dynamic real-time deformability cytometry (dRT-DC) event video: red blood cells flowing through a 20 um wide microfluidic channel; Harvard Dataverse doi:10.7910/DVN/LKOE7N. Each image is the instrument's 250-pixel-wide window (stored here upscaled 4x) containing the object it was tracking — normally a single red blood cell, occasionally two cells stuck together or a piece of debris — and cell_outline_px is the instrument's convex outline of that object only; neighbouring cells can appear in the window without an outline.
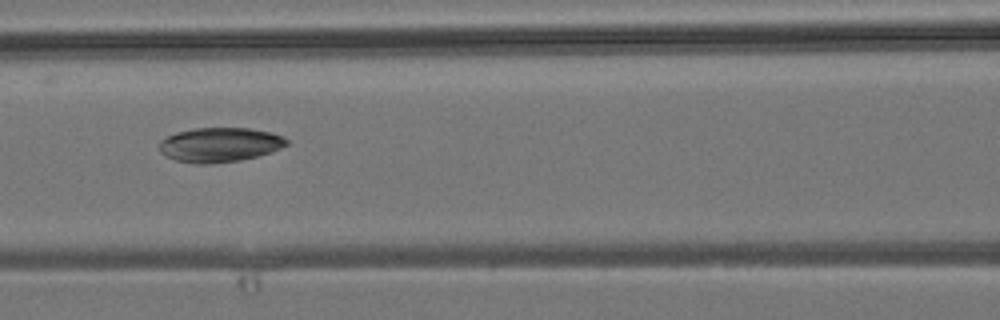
{"species": "common noctule bat (a hibernating species)", "species_latin": "Nyctalus noctula", "temperature_condition": "room temperature", "stored_images_in_passage": 8, "camera_frame_rate_fps": 3000, "um_per_image_px": 0.085, "animal": {"sex": "male", "body_mass_g": 19.2, "forearm_length_mm": 51.8}, "frame": {"image": 1, "passage_image": 6, "time_ms": 6.0, "image_size_px": [1000, 320], "cell_outline_px": [[288, 144], [280, 148], [256, 156], [240, 160], [208, 164], [196, 164], [176, 160], [160, 152], [160, 140], [176, 132], [196, 128], [248, 128], [268, 132], [284, 136], [288, 140]], "centroid_in_image_um": [18.66, 12.3], "position_along_channel_um": 147.9, "area_um2": 25.32}}
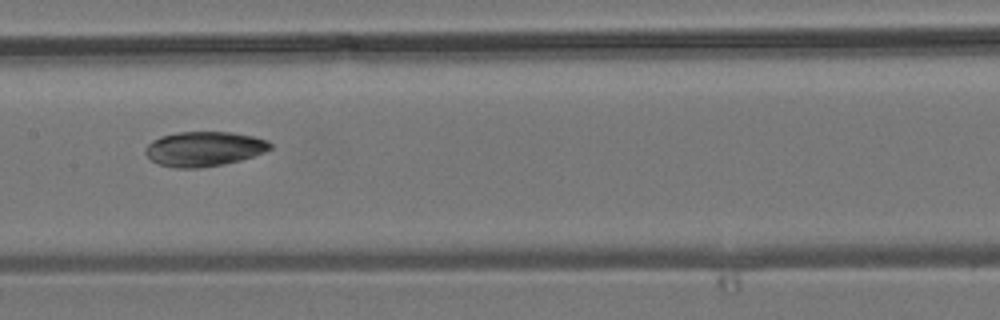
{"frame": {"image": 2, "passage_image": 7, "time_ms": 7.0, "image_size_px": [1000, 320], "cell_outline_px": [[272, 148], [252, 156], [240, 160], [224, 164], [200, 168], [176, 168], [160, 164], [152, 160], [144, 152], [144, 148], [152, 140], [160, 136], [176, 132], [232, 132], [252, 136], [268, 140], [272, 144]], "centroid_in_image_um": [17.32, 12.65], "position_along_channel_um": 190.1, "area_um2": 25.26}}
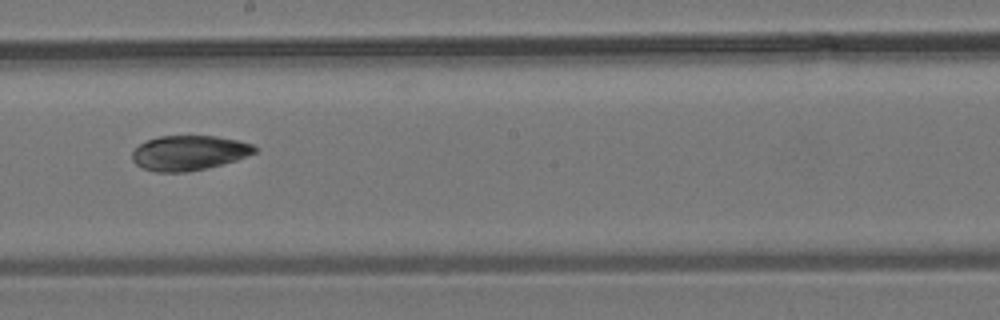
{"frame": {"image": 3, "passage_image": 8, "time_ms": 8.0, "image_size_px": [1000, 320], "cell_outline_px": [[256, 152], [236, 160], [188, 172], [156, 172], [144, 168], [136, 164], [132, 160], [132, 152], [140, 144], [148, 140], [160, 136], [216, 136], [236, 140], [252, 144], [256, 148]], "centroid_in_image_um": [16.04, 12.99], "position_along_channel_um": 232.2, "area_um2": 24.57}}